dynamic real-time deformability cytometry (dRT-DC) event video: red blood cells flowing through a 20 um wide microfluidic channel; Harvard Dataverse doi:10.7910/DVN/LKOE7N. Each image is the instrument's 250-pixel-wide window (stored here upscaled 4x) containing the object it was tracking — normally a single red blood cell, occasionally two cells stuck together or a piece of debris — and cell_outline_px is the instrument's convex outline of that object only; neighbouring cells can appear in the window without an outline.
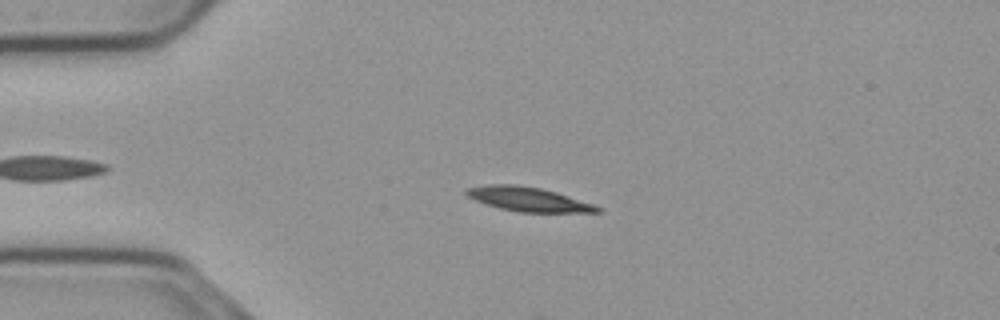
{"species": "common noctule bat (a hibernating species)", "species_latin": "Nyctalus noctula", "temperature_condition": "cold", "stored_images_in_passage": 40, "camera_frame_rate_fps": 3000, "um_per_image_px": 0.085, "animal": {"sex": "male", "body_mass_g": 23.1, "forearm_length_mm": 52.7}, "frame": {"image": 1, "passage_image": 8, "time_ms": 2.333, "image_size_px": [1000, 320], "cell_outline_px": [[604, 212], [516, 212], [500, 208], [476, 200], [468, 196], [464, 192], [464, 188], [488, 184], [516, 184], [540, 188], [556, 192], [604, 208]], "centroid_in_image_um": [44.9, 16.93], "position_along_channel_um": 40.1, "area_um2": 18.44}}
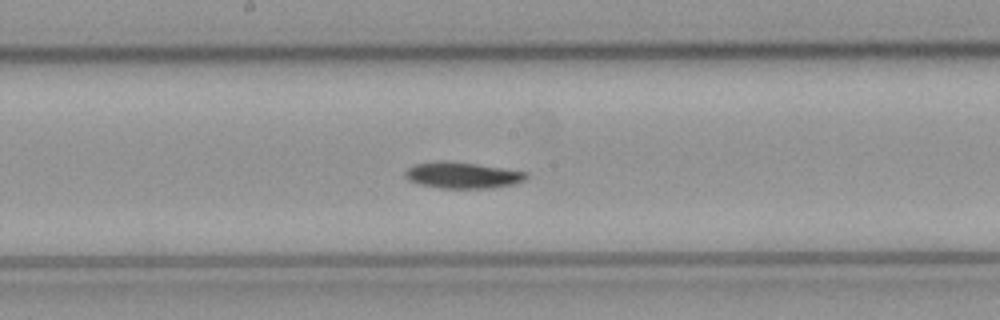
{"frame": {"image": 2, "passage_image": 24, "time_ms": 7.667, "image_size_px": [1000, 320], "cell_outline_px": [[528, 176], [524, 180], [512, 184], [492, 188], [440, 188], [416, 184], [408, 180], [404, 176], [404, 172], [408, 168], [416, 164], [476, 164], [528, 172]], "centroid_in_image_um": [39.34, 14.95], "position_along_channel_um": 208.9, "area_um2": 17.63}}
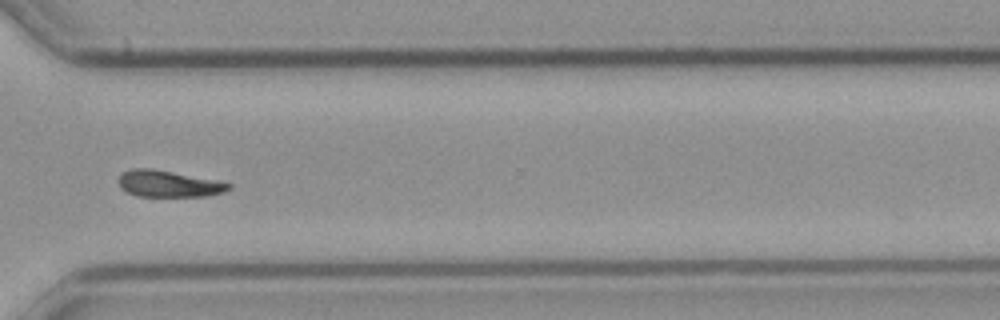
{"frame": {"image": 3, "passage_image": 36, "time_ms": 11.667, "image_size_px": [1000, 320], "cell_outline_px": [[232, 188], [224, 192], [208, 196], [136, 196], [124, 192], [120, 188], [116, 180], [124, 172], [132, 168], [152, 168], [232, 184]], "centroid_in_image_um": [14.26, 15.63], "position_along_channel_um": 356.3, "area_um2": 16.99}, "authors_computed_cell_mechanics": {"area_um2": 18.3226, "velocity_mm_per_s": 3.6942, "shape_relaxation_time_tau1_ms": 8.5652, "shape_relaxation_time_tau2_ms": null, "deformation_change_tau1": 0.1663, "deformation_change_tau2": null}}